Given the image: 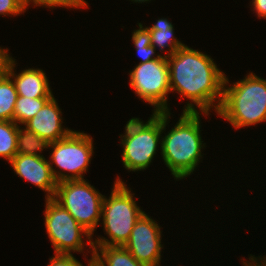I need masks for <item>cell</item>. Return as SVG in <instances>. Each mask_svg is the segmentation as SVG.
Here are the masks:
<instances>
[{"mask_svg": "<svg viewBox=\"0 0 266 266\" xmlns=\"http://www.w3.org/2000/svg\"><path fill=\"white\" fill-rule=\"evenodd\" d=\"M26 9L25 0H0V16H20Z\"/></svg>", "mask_w": 266, "mask_h": 266, "instance_id": "7402d4cb", "label": "cell"}, {"mask_svg": "<svg viewBox=\"0 0 266 266\" xmlns=\"http://www.w3.org/2000/svg\"><path fill=\"white\" fill-rule=\"evenodd\" d=\"M16 62V59L9 54L3 70L12 78L18 96L27 98H51L53 96L48 77L43 69L26 68L17 73Z\"/></svg>", "mask_w": 266, "mask_h": 266, "instance_id": "7c38bea8", "label": "cell"}, {"mask_svg": "<svg viewBox=\"0 0 266 266\" xmlns=\"http://www.w3.org/2000/svg\"><path fill=\"white\" fill-rule=\"evenodd\" d=\"M9 164L21 179L45 191V199L54 197L58 182L44 156L16 154Z\"/></svg>", "mask_w": 266, "mask_h": 266, "instance_id": "8fae6325", "label": "cell"}, {"mask_svg": "<svg viewBox=\"0 0 266 266\" xmlns=\"http://www.w3.org/2000/svg\"><path fill=\"white\" fill-rule=\"evenodd\" d=\"M18 93L12 78L2 70L0 72V120L13 121V112Z\"/></svg>", "mask_w": 266, "mask_h": 266, "instance_id": "2e32d148", "label": "cell"}, {"mask_svg": "<svg viewBox=\"0 0 266 266\" xmlns=\"http://www.w3.org/2000/svg\"><path fill=\"white\" fill-rule=\"evenodd\" d=\"M129 71V84L138 99L154 107L152 112H170L168 94L170 90L167 57L138 63Z\"/></svg>", "mask_w": 266, "mask_h": 266, "instance_id": "9c48e42d", "label": "cell"}, {"mask_svg": "<svg viewBox=\"0 0 266 266\" xmlns=\"http://www.w3.org/2000/svg\"><path fill=\"white\" fill-rule=\"evenodd\" d=\"M161 228L156 220L144 212L136 221L124 247L138 262L146 266H160L164 248Z\"/></svg>", "mask_w": 266, "mask_h": 266, "instance_id": "30bf717a", "label": "cell"}, {"mask_svg": "<svg viewBox=\"0 0 266 266\" xmlns=\"http://www.w3.org/2000/svg\"><path fill=\"white\" fill-rule=\"evenodd\" d=\"M246 75L230 85L225 75L223 99L217 112L235 130L266 121V79L253 71Z\"/></svg>", "mask_w": 266, "mask_h": 266, "instance_id": "3957f363", "label": "cell"}, {"mask_svg": "<svg viewBox=\"0 0 266 266\" xmlns=\"http://www.w3.org/2000/svg\"><path fill=\"white\" fill-rule=\"evenodd\" d=\"M112 187L109 197L104 195L100 222L108 237L99 235L95 240L92 239L93 245L124 246L136 221L145 212L138 206L135 193L119 175Z\"/></svg>", "mask_w": 266, "mask_h": 266, "instance_id": "5b68a950", "label": "cell"}, {"mask_svg": "<svg viewBox=\"0 0 266 266\" xmlns=\"http://www.w3.org/2000/svg\"><path fill=\"white\" fill-rule=\"evenodd\" d=\"M48 266H84L73 254H56L50 257Z\"/></svg>", "mask_w": 266, "mask_h": 266, "instance_id": "603a6c76", "label": "cell"}, {"mask_svg": "<svg viewBox=\"0 0 266 266\" xmlns=\"http://www.w3.org/2000/svg\"><path fill=\"white\" fill-rule=\"evenodd\" d=\"M87 260H88V261H86V262H88L87 266H101L94 258H89Z\"/></svg>", "mask_w": 266, "mask_h": 266, "instance_id": "484cf974", "label": "cell"}, {"mask_svg": "<svg viewBox=\"0 0 266 266\" xmlns=\"http://www.w3.org/2000/svg\"><path fill=\"white\" fill-rule=\"evenodd\" d=\"M49 142L39 137L26 127L18 126L17 154L43 156L41 153L48 149Z\"/></svg>", "mask_w": 266, "mask_h": 266, "instance_id": "e0dca14e", "label": "cell"}, {"mask_svg": "<svg viewBox=\"0 0 266 266\" xmlns=\"http://www.w3.org/2000/svg\"><path fill=\"white\" fill-rule=\"evenodd\" d=\"M171 112H153L145 123L132 117L125 125L124 134H120L123 167L129 172L146 170L161 151L162 135L170 122Z\"/></svg>", "mask_w": 266, "mask_h": 266, "instance_id": "277c9868", "label": "cell"}, {"mask_svg": "<svg viewBox=\"0 0 266 266\" xmlns=\"http://www.w3.org/2000/svg\"><path fill=\"white\" fill-rule=\"evenodd\" d=\"M138 29L133 30L132 32V43L135 46L136 53L141 58L139 63L149 62L155 59L162 58L164 55L156 53V48L151 45V34L149 29L146 26H143L142 23H137ZM156 53V54H155Z\"/></svg>", "mask_w": 266, "mask_h": 266, "instance_id": "ac0fdd59", "label": "cell"}, {"mask_svg": "<svg viewBox=\"0 0 266 266\" xmlns=\"http://www.w3.org/2000/svg\"><path fill=\"white\" fill-rule=\"evenodd\" d=\"M49 99L18 96L15 102L13 121L18 125H24L36 115Z\"/></svg>", "mask_w": 266, "mask_h": 266, "instance_id": "ffe728a7", "label": "cell"}, {"mask_svg": "<svg viewBox=\"0 0 266 266\" xmlns=\"http://www.w3.org/2000/svg\"><path fill=\"white\" fill-rule=\"evenodd\" d=\"M93 141L91 135L73 129L61 140L49 143L48 162L57 182L84 179L94 155Z\"/></svg>", "mask_w": 266, "mask_h": 266, "instance_id": "8992f818", "label": "cell"}, {"mask_svg": "<svg viewBox=\"0 0 266 266\" xmlns=\"http://www.w3.org/2000/svg\"><path fill=\"white\" fill-rule=\"evenodd\" d=\"M151 34V45L156 49L159 48L164 56L169 57L174 54L179 48L185 46V44L178 40L174 35V26L172 22L167 18L156 19L155 24L147 26ZM166 49V51H165Z\"/></svg>", "mask_w": 266, "mask_h": 266, "instance_id": "5bb4252c", "label": "cell"}, {"mask_svg": "<svg viewBox=\"0 0 266 266\" xmlns=\"http://www.w3.org/2000/svg\"><path fill=\"white\" fill-rule=\"evenodd\" d=\"M53 199L94 236L101 221L104 195L87 179L58 182Z\"/></svg>", "mask_w": 266, "mask_h": 266, "instance_id": "52a82bcc", "label": "cell"}, {"mask_svg": "<svg viewBox=\"0 0 266 266\" xmlns=\"http://www.w3.org/2000/svg\"><path fill=\"white\" fill-rule=\"evenodd\" d=\"M8 51L9 49L3 47L1 48L0 46V72L3 70L5 60L7 56L10 54Z\"/></svg>", "mask_w": 266, "mask_h": 266, "instance_id": "d4e9b609", "label": "cell"}, {"mask_svg": "<svg viewBox=\"0 0 266 266\" xmlns=\"http://www.w3.org/2000/svg\"><path fill=\"white\" fill-rule=\"evenodd\" d=\"M18 126L14 121L0 120V158L8 163L17 154Z\"/></svg>", "mask_w": 266, "mask_h": 266, "instance_id": "d6986e66", "label": "cell"}, {"mask_svg": "<svg viewBox=\"0 0 266 266\" xmlns=\"http://www.w3.org/2000/svg\"><path fill=\"white\" fill-rule=\"evenodd\" d=\"M62 116L61 108L53 95L24 127L49 143L56 142L72 131L68 127L64 128Z\"/></svg>", "mask_w": 266, "mask_h": 266, "instance_id": "4fadbf2b", "label": "cell"}, {"mask_svg": "<svg viewBox=\"0 0 266 266\" xmlns=\"http://www.w3.org/2000/svg\"><path fill=\"white\" fill-rule=\"evenodd\" d=\"M26 8L30 6L45 7L49 9H56V7L72 9L89 8L87 1L85 0H25Z\"/></svg>", "mask_w": 266, "mask_h": 266, "instance_id": "44dd1931", "label": "cell"}, {"mask_svg": "<svg viewBox=\"0 0 266 266\" xmlns=\"http://www.w3.org/2000/svg\"><path fill=\"white\" fill-rule=\"evenodd\" d=\"M44 220L46 233L54 248V253L73 254L72 252H79L84 255L87 251L93 258V236L53 198L45 199ZM85 246H89L92 252L86 250Z\"/></svg>", "mask_w": 266, "mask_h": 266, "instance_id": "ba28073f", "label": "cell"}, {"mask_svg": "<svg viewBox=\"0 0 266 266\" xmlns=\"http://www.w3.org/2000/svg\"><path fill=\"white\" fill-rule=\"evenodd\" d=\"M202 114L210 116V113L182 112L175 126L162 136L160 153L176 181L192 175L202 162V150L207 147L200 130Z\"/></svg>", "mask_w": 266, "mask_h": 266, "instance_id": "7a4b0ae2", "label": "cell"}, {"mask_svg": "<svg viewBox=\"0 0 266 266\" xmlns=\"http://www.w3.org/2000/svg\"><path fill=\"white\" fill-rule=\"evenodd\" d=\"M129 1H132L133 3H137V2H138V3H141V4H142V2H143V3H145V2H146V3H147V2L149 3V2L152 1V0H129Z\"/></svg>", "mask_w": 266, "mask_h": 266, "instance_id": "4316f807", "label": "cell"}, {"mask_svg": "<svg viewBox=\"0 0 266 266\" xmlns=\"http://www.w3.org/2000/svg\"><path fill=\"white\" fill-rule=\"evenodd\" d=\"M260 258L266 263V256L262 257V255H260Z\"/></svg>", "mask_w": 266, "mask_h": 266, "instance_id": "83f0119b", "label": "cell"}, {"mask_svg": "<svg viewBox=\"0 0 266 266\" xmlns=\"http://www.w3.org/2000/svg\"><path fill=\"white\" fill-rule=\"evenodd\" d=\"M167 61L172 94L178 93L187 100L183 112L210 113L213 108L217 114L223 99L225 73L214 59L185 45L167 57Z\"/></svg>", "mask_w": 266, "mask_h": 266, "instance_id": "6da1fadb", "label": "cell"}, {"mask_svg": "<svg viewBox=\"0 0 266 266\" xmlns=\"http://www.w3.org/2000/svg\"><path fill=\"white\" fill-rule=\"evenodd\" d=\"M250 4L257 18L266 19V0H252Z\"/></svg>", "mask_w": 266, "mask_h": 266, "instance_id": "cb8c5ba5", "label": "cell"}, {"mask_svg": "<svg viewBox=\"0 0 266 266\" xmlns=\"http://www.w3.org/2000/svg\"><path fill=\"white\" fill-rule=\"evenodd\" d=\"M93 258L101 266H146L138 262L124 246L93 245Z\"/></svg>", "mask_w": 266, "mask_h": 266, "instance_id": "9a60e30c", "label": "cell"}]
</instances>
